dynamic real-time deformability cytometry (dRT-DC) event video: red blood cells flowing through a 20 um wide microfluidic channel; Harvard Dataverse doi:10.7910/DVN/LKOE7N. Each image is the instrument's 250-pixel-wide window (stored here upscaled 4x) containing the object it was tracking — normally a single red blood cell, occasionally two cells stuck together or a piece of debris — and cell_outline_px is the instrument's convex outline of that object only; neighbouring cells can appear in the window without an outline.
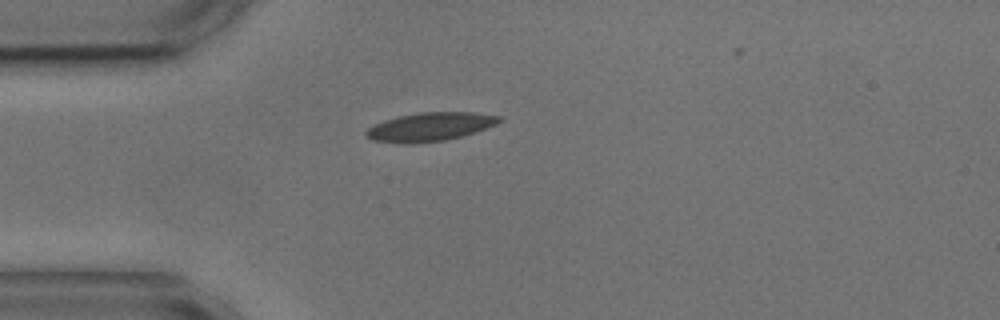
{"species": "common noctule bat (a hibernating species)", "species_latin": "Nyctalus noctula", "temperature_condition": "cold", "stored_images_in_passage": 2, "camera_frame_rate_fps": 3000, "um_per_image_px": 0.085, "animal": {"sex": "male", "body_mass_g": 17.9, "forearm_length_mm": 54.2}, "frame": {"image": 1, "passage_image": 1, "time_ms": 0.0, "image_size_px": [1000, 320], "cell_outline_px": [[504, 120], [496, 124], [460, 136], [444, 140], [412, 144], [404, 144], [372, 140], [364, 136], [364, 132], [368, 128], [384, 120], [400, 116], [420, 112], [472, 112], [500, 116]], "centroid_in_image_um": [36.51, 10.78], "position_along_channel_um": 48.5, "area_um2": 22.02}}